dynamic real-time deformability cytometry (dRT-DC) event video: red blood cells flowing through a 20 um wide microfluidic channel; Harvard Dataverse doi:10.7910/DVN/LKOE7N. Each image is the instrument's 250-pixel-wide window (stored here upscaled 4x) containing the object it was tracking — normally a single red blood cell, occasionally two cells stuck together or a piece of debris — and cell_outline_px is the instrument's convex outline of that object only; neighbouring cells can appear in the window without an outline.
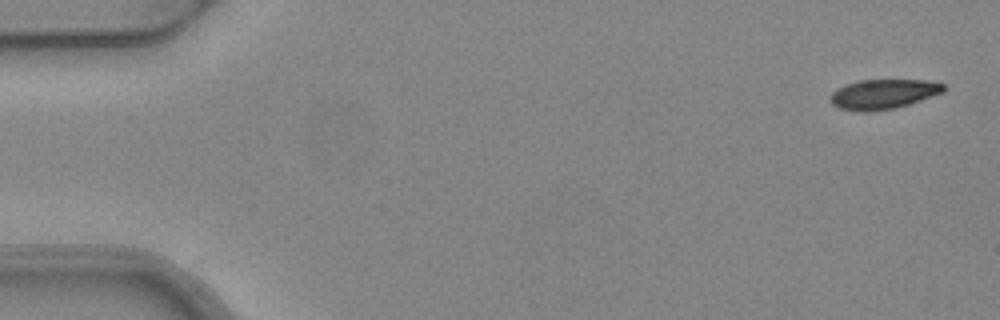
{"species": "common noctule bat (a hibernating species)", "species_latin": "Nyctalus noctula", "temperature_condition": "warm", "stored_images_in_passage": 3, "camera_frame_rate_fps": 3000, "um_per_image_px": 0.085, "animal": {"sex": "female", "body_mass_g": 24.6, "forearm_length_mm": 56.2}, "frame": {"image": 1, "passage_image": 1, "time_ms": 0.0, "image_size_px": [1000, 320], "cell_outline_px": [[944, 92], [896, 108], [868, 112], [864, 112], [840, 108], [832, 104], [832, 92], [836, 88], [844, 84], [860, 80], [924, 80], [944, 84]], "centroid_in_image_um": [75.06, 7.99], "position_along_channel_um": 9.9, "area_um2": 19.48}}